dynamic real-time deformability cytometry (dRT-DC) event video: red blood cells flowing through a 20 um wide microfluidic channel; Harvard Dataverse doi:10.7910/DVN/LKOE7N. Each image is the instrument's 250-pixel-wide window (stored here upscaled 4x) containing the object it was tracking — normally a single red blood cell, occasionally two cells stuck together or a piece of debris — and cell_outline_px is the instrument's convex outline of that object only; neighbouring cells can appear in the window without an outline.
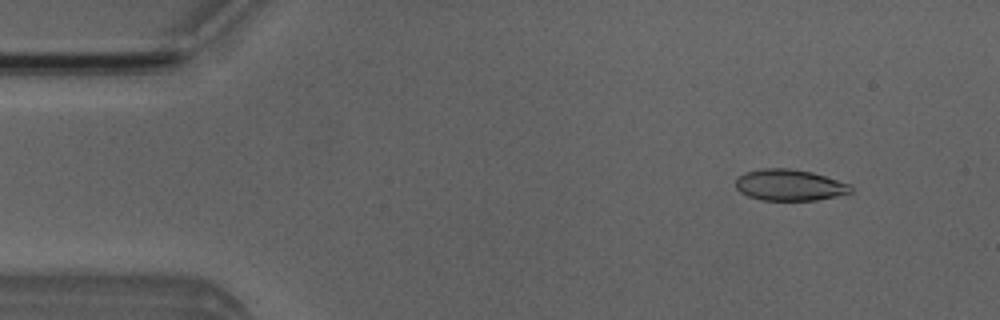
{"species": "Egyptian fruit bat (a non-hibernating species)", "species_latin": "Rousettus aegyptiacus", "temperature_condition": "room temperature", "stored_images_in_passage": 51, "camera_frame_rate_fps": 3000, "um_per_image_px": 0.085, "animal": {"sex": "male"}, "frame": {"image": 1, "passage_image": 5, "time_ms": 1.333, "image_size_px": [1000, 320], "cell_outline_px": [[852, 192], [836, 196], [816, 200], [760, 200], [748, 196], [740, 192], [736, 188], [736, 176], [744, 172], [764, 168], [792, 168], [812, 172], [852, 184]], "centroid_in_image_um": [67.1, 15.72], "position_along_channel_um": 17.9, "area_um2": 21.21}}
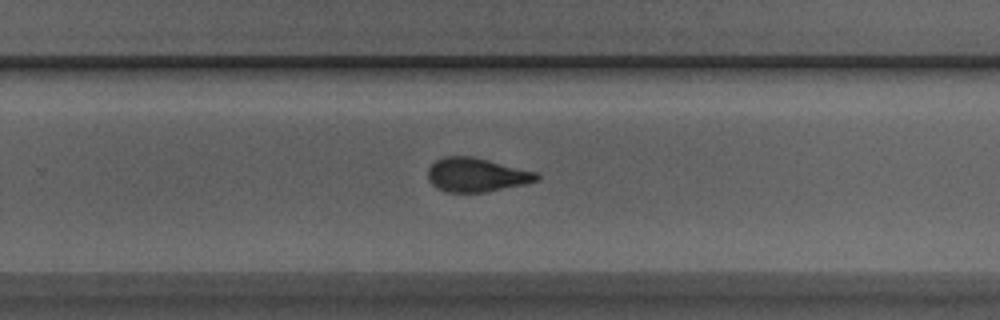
{"frame": {"image": 2, "passage_image": 32, "time_ms": 10.333, "image_size_px": [1000, 320], "cell_outline_px": [[540, 180], [524, 184], [484, 192], [448, 192], [436, 188], [428, 180], [428, 168], [436, 160], [444, 156], [472, 156], [536, 172], [540, 176]], "centroid_in_image_um": [40.48, 14.86], "position_along_channel_um": 289.3, "area_um2": 21.39}}
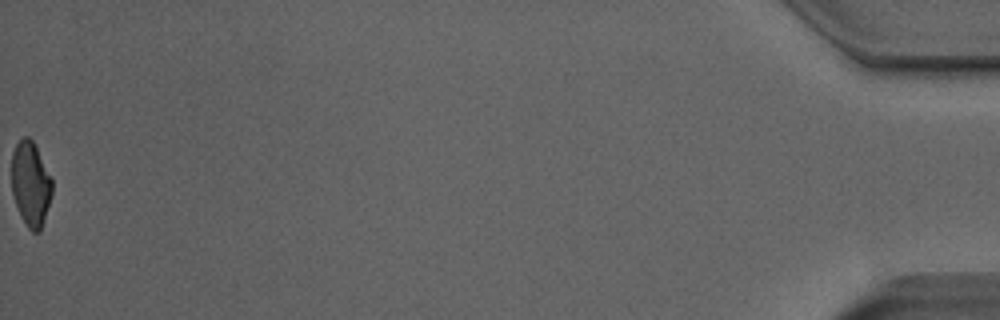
{"frame": {"image": 3, "passage_image": 51, "time_ms": 16.667, "image_size_px": [1000, 320], "cell_outline_px": [[52, 196], [40, 232], [32, 232], [28, 228], [20, 216], [12, 192], [12, 152], [16, 144], [24, 136], [28, 136], [32, 140], [52, 180]], "centroid_in_image_um": [2.6, 15.67], "position_along_channel_um": 432.6, "area_um2": 19.83}, "authors_computed_cell_mechanics": {"area_um2": 21.6172, "velocity_mm_per_s": 3.9928, "shape_relaxation_time_tau1_ms": 3.7268, "shape_relaxation_time_tau2_ms": 1.5392, "deformation_change_tau1": 0.1436, "deformation_change_tau2": 0.0689}}